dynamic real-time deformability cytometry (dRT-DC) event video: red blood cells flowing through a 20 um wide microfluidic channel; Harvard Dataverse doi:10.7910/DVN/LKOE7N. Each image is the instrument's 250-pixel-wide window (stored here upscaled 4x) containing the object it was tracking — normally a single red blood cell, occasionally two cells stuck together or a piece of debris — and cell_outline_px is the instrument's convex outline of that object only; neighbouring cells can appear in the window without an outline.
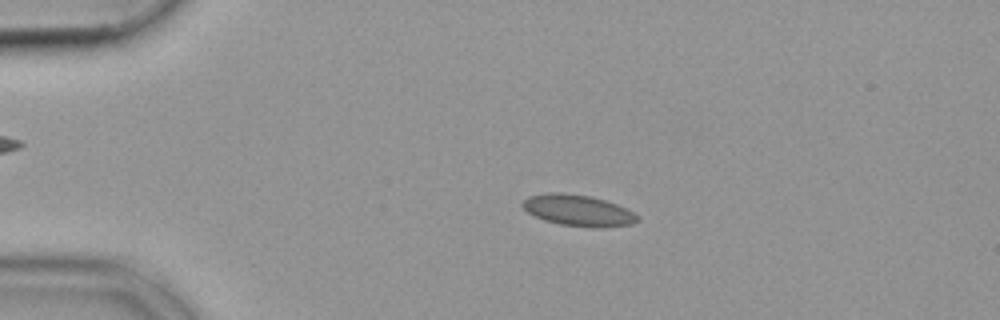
{"species": "common noctule bat (a hibernating species)", "species_latin": "Nyctalus noctula", "temperature_condition": "cold", "stored_images_in_passage": 51, "camera_frame_rate_fps": 3000, "um_per_image_px": 0.085, "animal": {"sex": "female", "body_mass_g": 19.9}, "frame": {"image": 1, "passage_image": 9, "time_ms": 2.667, "image_size_px": [1000, 320], "cell_outline_px": [[640, 220], [632, 224], [600, 228], [596, 228], [560, 224], [544, 220], [528, 212], [520, 204], [528, 196], [548, 192], [560, 192], [592, 196], [616, 204], [640, 216]], "centroid_in_image_um": [49.14, 17.88], "position_along_channel_um": 35.9, "area_um2": 20.92}}
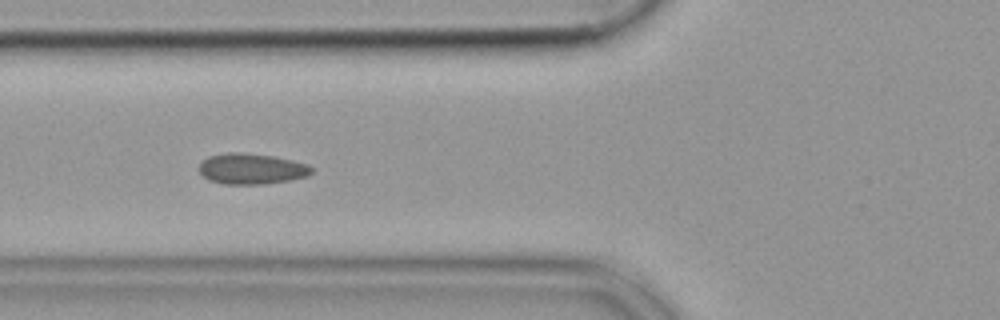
{"frame": {"image": 2, "passage_image": 18, "time_ms": 5.667, "image_size_px": [1000, 320], "cell_outline_px": [[312, 172], [308, 176], [288, 180], [264, 184], [224, 184], [208, 180], [196, 168], [208, 156], [228, 152], [236, 152], [272, 156], [292, 160], [304, 164], [312, 168]], "centroid_in_image_um": [21.33, 14.35], "position_along_channel_um": 104.5, "area_um2": 20.0}}
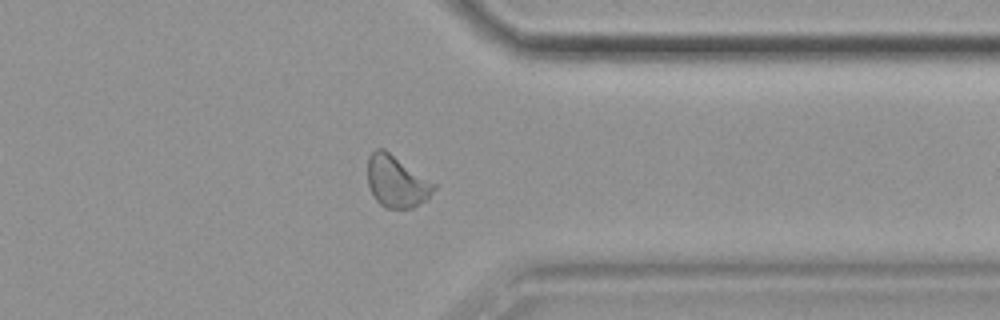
{"frame": {"image": 3, "passage_image": 40, "time_ms": 13.0, "image_size_px": [1000, 320], "cell_outline_px": [[436, 188], [428, 200], [412, 208], [384, 208], [376, 200], [368, 184], [368, 156], [376, 148], [384, 148], [436, 184]], "centroid_in_image_um": [33.72, 15.43], "position_along_channel_um": 377.7, "area_um2": 20.06}}